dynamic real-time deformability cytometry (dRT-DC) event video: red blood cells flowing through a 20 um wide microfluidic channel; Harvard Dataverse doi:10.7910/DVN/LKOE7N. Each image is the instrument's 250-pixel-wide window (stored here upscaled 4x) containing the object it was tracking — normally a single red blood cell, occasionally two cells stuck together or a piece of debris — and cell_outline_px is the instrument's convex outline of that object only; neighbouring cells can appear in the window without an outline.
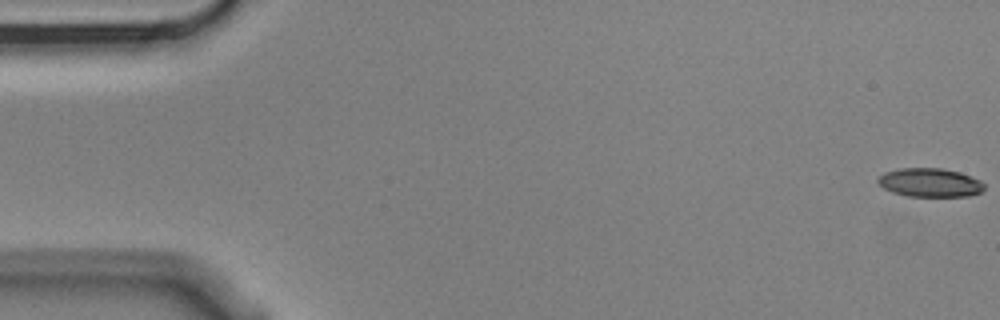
{"species": "Egyptian fruit bat (a non-hibernating species)", "species_latin": "Rousettus aegyptiacus", "temperature_condition": "cold", "stored_images_in_passage": 7, "camera_frame_rate_fps": 3000, "um_per_image_px": 0.085, "animal": {"sex": "male"}, "frame": {"image": 1, "passage_image": 1, "time_ms": 0.0, "image_size_px": [1000, 320], "cell_outline_px": [[984, 188], [980, 192], [968, 196], [908, 196], [892, 192], [884, 188], [876, 180], [884, 172], [900, 168], [940, 168], [960, 172], [980, 180], [984, 184]], "centroid_in_image_um": [79.04, 15.51], "position_along_channel_um": 6.0, "area_um2": 17.69}}
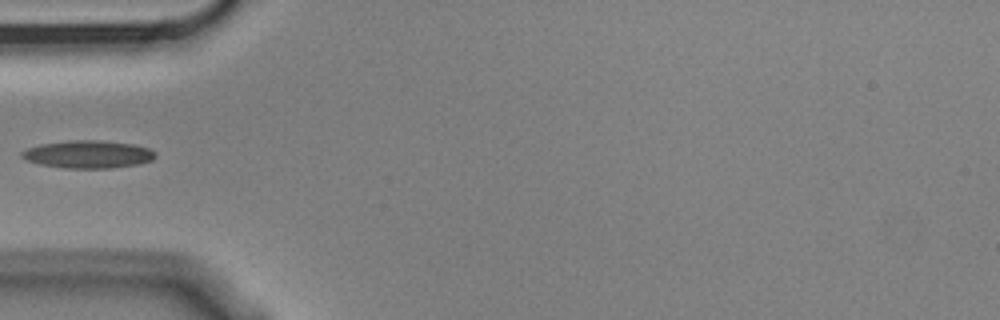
{"frame": {"image": 2, "passage_image": 6, "time_ms": 1.667, "image_size_px": [1000, 320], "cell_outline_px": [[156, 156], [152, 160], [140, 164], [112, 168], [64, 168], [40, 164], [28, 160], [20, 156], [20, 152], [28, 148], [40, 144], [72, 140], [100, 140], [132, 144], [148, 148], [156, 152]], "centroid_in_image_um": [7.5, 13.12], "position_along_channel_um": 77.5, "area_um2": 21.56}}
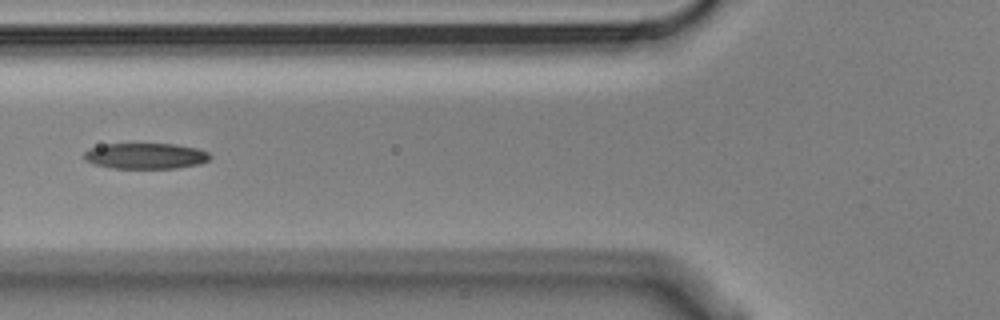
{"frame": {"image": 3, "passage_image": 7, "time_ms": 2.0, "image_size_px": [1000, 320], "cell_outline_px": [[212, 156], [208, 160], [200, 164], [176, 168], [112, 168], [96, 164], [84, 160], [84, 152], [88, 148], [104, 144], [176, 144], [196, 148], [208, 152]], "centroid_in_image_um": [12.37, 13.25], "position_along_channel_um": 113.4, "area_um2": 18.96}}